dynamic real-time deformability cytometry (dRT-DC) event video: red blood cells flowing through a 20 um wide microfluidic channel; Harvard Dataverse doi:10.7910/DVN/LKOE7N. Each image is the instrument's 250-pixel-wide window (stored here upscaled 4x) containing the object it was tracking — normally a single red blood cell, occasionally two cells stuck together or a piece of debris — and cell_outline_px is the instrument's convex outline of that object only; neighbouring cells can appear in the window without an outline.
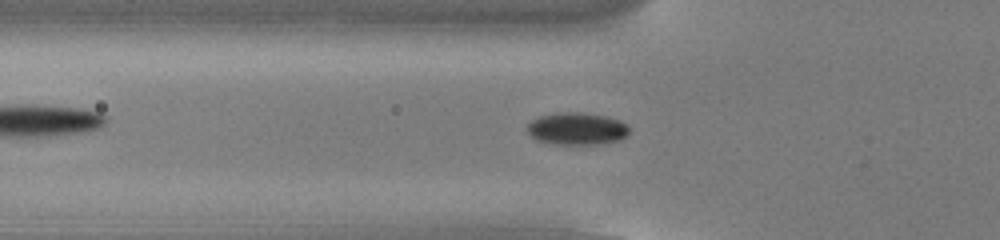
{"species": "common noctule bat (a hibernating species)", "species_latin": "Nyctalus noctula", "temperature_condition": "cold", "stored_images_in_passage": 53, "camera_frame_rate_fps": 3000, "um_per_image_px": 0.085, "animal": {"sex": "male", "body_mass_g": 13.0, "forearm_length_mm": 53.1}, "frame": {"image": 1, "passage_image": 18, "time_ms": 5.667, "image_size_px": [1000, 240], "cell_outline_px": [[628, 132], [620, 140], [596, 144], [552, 144], [536, 140], [528, 132], [528, 124], [532, 120], [540, 116], [560, 112], [580, 112], [604, 116], [620, 120], [628, 124]], "centroid_in_image_um": [49.03, 10.94], "position_along_channel_um": 76.8, "area_um2": 19.07}}
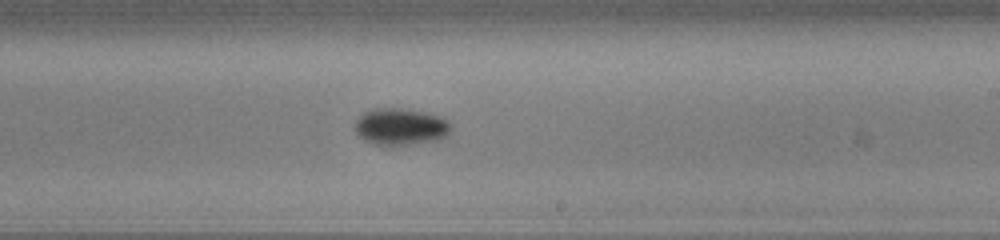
{"frame": {"image": 2, "passage_image": 32, "time_ms": 10.333, "image_size_px": [1000, 240], "cell_outline_px": [[452, 128], [440, 140], [396, 148], [384, 148], [372, 144], [364, 140], [352, 128], [356, 120], [364, 112], [376, 108], [400, 108], [424, 112], [440, 116], [448, 120]], "centroid_in_image_um": [34.02, 10.83], "position_along_channel_um": 255.0, "area_um2": 21.5}}
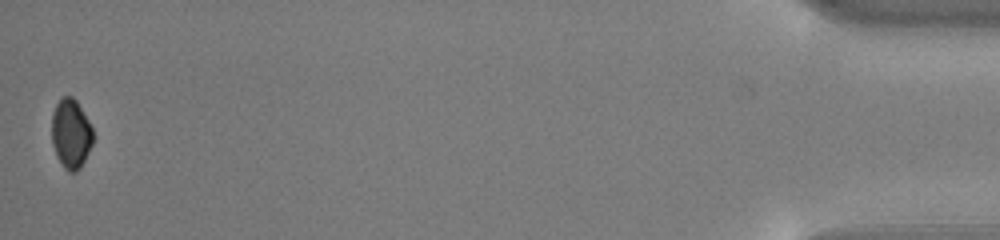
{"frame": {"image": 3, "passage_image": 53, "time_ms": 17.333, "image_size_px": [1000, 240], "cell_outline_px": [[96, 136], [80, 168], [76, 172], [68, 172], [64, 168], [56, 156], [52, 144], [52, 112], [60, 96], [72, 96], [76, 100], [88, 120]], "centroid_in_image_um": [6.03, 11.36], "position_along_channel_um": 429.2, "area_um2": 16.94}, "authors_computed_cell_mechanics": {"area_um2": 18.1492, "velocity_mm_per_s": 3.8178, "shape_relaxation_time_tau1_ms": 8.2777, "shape_relaxation_time_tau2_ms": null, "deformation_change_tau1": 0.1363, "deformation_change_tau2": null}}